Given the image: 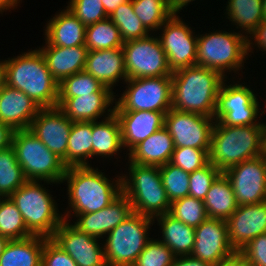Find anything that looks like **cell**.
<instances>
[{
  "instance_id": "db71d44e",
  "label": "cell",
  "mask_w": 266,
  "mask_h": 266,
  "mask_svg": "<svg viewBox=\"0 0 266 266\" xmlns=\"http://www.w3.org/2000/svg\"><path fill=\"white\" fill-rule=\"evenodd\" d=\"M194 0H167L168 9L172 14H179L183 7H186L190 2Z\"/></svg>"
},
{
  "instance_id": "7dc6e473",
  "label": "cell",
  "mask_w": 266,
  "mask_h": 266,
  "mask_svg": "<svg viewBox=\"0 0 266 266\" xmlns=\"http://www.w3.org/2000/svg\"><path fill=\"white\" fill-rule=\"evenodd\" d=\"M239 252L251 266H266V233L249 241Z\"/></svg>"
},
{
  "instance_id": "6f0895ef",
  "label": "cell",
  "mask_w": 266,
  "mask_h": 266,
  "mask_svg": "<svg viewBox=\"0 0 266 266\" xmlns=\"http://www.w3.org/2000/svg\"><path fill=\"white\" fill-rule=\"evenodd\" d=\"M6 84V60L0 61V89Z\"/></svg>"
},
{
  "instance_id": "bcb514c9",
  "label": "cell",
  "mask_w": 266,
  "mask_h": 266,
  "mask_svg": "<svg viewBox=\"0 0 266 266\" xmlns=\"http://www.w3.org/2000/svg\"><path fill=\"white\" fill-rule=\"evenodd\" d=\"M41 266H77L75 261L51 238L44 241Z\"/></svg>"
},
{
  "instance_id": "4316f807",
  "label": "cell",
  "mask_w": 266,
  "mask_h": 266,
  "mask_svg": "<svg viewBox=\"0 0 266 266\" xmlns=\"http://www.w3.org/2000/svg\"><path fill=\"white\" fill-rule=\"evenodd\" d=\"M46 239L44 236L33 235L9 241L0 255V266H41Z\"/></svg>"
},
{
  "instance_id": "3957f363",
  "label": "cell",
  "mask_w": 266,
  "mask_h": 266,
  "mask_svg": "<svg viewBox=\"0 0 266 266\" xmlns=\"http://www.w3.org/2000/svg\"><path fill=\"white\" fill-rule=\"evenodd\" d=\"M109 180L98 168L91 166L68 167L62 179L67 181L69 207L72 209L63 215L93 213L107 207L122 193V178ZM112 182V183H111ZM114 184V185H113Z\"/></svg>"
},
{
  "instance_id": "277c9868",
  "label": "cell",
  "mask_w": 266,
  "mask_h": 266,
  "mask_svg": "<svg viewBox=\"0 0 266 266\" xmlns=\"http://www.w3.org/2000/svg\"><path fill=\"white\" fill-rule=\"evenodd\" d=\"M6 85L24 92L41 108L57 107L59 83L39 49L6 60Z\"/></svg>"
},
{
  "instance_id": "52a82bcc",
  "label": "cell",
  "mask_w": 266,
  "mask_h": 266,
  "mask_svg": "<svg viewBox=\"0 0 266 266\" xmlns=\"http://www.w3.org/2000/svg\"><path fill=\"white\" fill-rule=\"evenodd\" d=\"M16 159L27 180L62 183L67 167L29 129L15 130L11 139Z\"/></svg>"
},
{
  "instance_id": "c3c4849f",
  "label": "cell",
  "mask_w": 266,
  "mask_h": 266,
  "mask_svg": "<svg viewBox=\"0 0 266 266\" xmlns=\"http://www.w3.org/2000/svg\"><path fill=\"white\" fill-rule=\"evenodd\" d=\"M260 108H238L228 111L219 121L227 126L258 125ZM258 121V122H257Z\"/></svg>"
},
{
  "instance_id": "836d02e7",
  "label": "cell",
  "mask_w": 266,
  "mask_h": 266,
  "mask_svg": "<svg viewBox=\"0 0 266 266\" xmlns=\"http://www.w3.org/2000/svg\"><path fill=\"white\" fill-rule=\"evenodd\" d=\"M227 17L242 33L250 34L262 21V0H228Z\"/></svg>"
},
{
  "instance_id": "d590c367",
  "label": "cell",
  "mask_w": 266,
  "mask_h": 266,
  "mask_svg": "<svg viewBox=\"0 0 266 266\" xmlns=\"http://www.w3.org/2000/svg\"><path fill=\"white\" fill-rule=\"evenodd\" d=\"M27 181L18 163L14 148L0 150V195L9 197Z\"/></svg>"
},
{
  "instance_id": "6da1fadb",
  "label": "cell",
  "mask_w": 266,
  "mask_h": 266,
  "mask_svg": "<svg viewBox=\"0 0 266 266\" xmlns=\"http://www.w3.org/2000/svg\"><path fill=\"white\" fill-rule=\"evenodd\" d=\"M172 109L214 117L224 78L218 71L191 66L172 73Z\"/></svg>"
},
{
  "instance_id": "7bdbcfd3",
  "label": "cell",
  "mask_w": 266,
  "mask_h": 266,
  "mask_svg": "<svg viewBox=\"0 0 266 266\" xmlns=\"http://www.w3.org/2000/svg\"><path fill=\"white\" fill-rule=\"evenodd\" d=\"M209 150L193 147H175L170 163L180 167L185 172L192 173L209 163Z\"/></svg>"
},
{
  "instance_id": "484cf974",
  "label": "cell",
  "mask_w": 266,
  "mask_h": 266,
  "mask_svg": "<svg viewBox=\"0 0 266 266\" xmlns=\"http://www.w3.org/2000/svg\"><path fill=\"white\" fill-rule=\"evenodd\" d=\"M85 32L86 26L66 7L48 21L45 29V45L85 46Z\"/></svg>"
},
{
  "instance_id": "9a60e30c",
  "label": "cell",
  "mask_w": 266,
  "mask_h": 266,
  "mask_svg": "<svg viewBox=\"0 0 266 266\" xmlns=\"http://www.w3.org/2000/svg\"><path fill=\"white\" fill-rule=\"evenodd\" d=\"M51 239L58 244L77 266H107L104 245L99 239L81 232L68 219L63 220Z\"/></svg>"
},
{
  "instance_id": "7a4b0ae2",
  "label": "cell",
  "mask_w": 266,
  "mask_h": 266,
  "mask_svg": "<svg viewBox=\"0 0 266 266\" xmlns=\"http://www.w3.org/2000/svg\"><path fill=\"white\" fill-rule=\"evenodd\" d=\"M265 123L227 126L215 121L209 150V163L221 172L243 161L263 155Z\"/></svg>"
},
{
  "instance_id": "680465c9",
  "label": "cell",
  "mask_w": 266,
  "mask_h": 266,
  "mask_svg": "<svg viewBox=\"0 0 266 266\" xmlns=\"http://www.w3.org/2000/svg\"><path fill=\"white\" fill-rule=\"evenodd\" d=\"M9 242V240L5 237H2L0 235V255L3 253L5 246L7 245V243Z\"/></svg>"
},
{
  "instance_id": "74e56055",
  "label": "cell",
  "mask_w": 266,
  "mask_h": 266,
  "mask_svg": "<svg viewBox=\"0 0 266 266\" xmlns=\"http://www.w3.org/2000/svg\"><path fill=\"white\" fill-rule=\"evenodd\" d=\"M109 19L120 30L124 42L141 39L149 35V30L134 13L132 0H128L116 8Z\"/></svg>"
},
{
  "instance_id": "f546056e",
  "label": "cell",
  "mask_w": 266,
  "mask_h": 266,
  "mask_svg": "<svg viewBox=\"0 0 266 266\" xmlns=\"http://www.w3.org/2000/svg\"><path fill=\"white\" fill-rule=\"evenodd\" d=\"M203 201L208 218L226 221L238 208L231 181L224 172L212 183Z\"/></svg>"
},
{
  "instance_id": "9f6ffc18",
  "label": "cell",
  "mask_w": 266,
  "mask_h": 266,
  "mask_svg": "<svg viewBox=\"0 0 266 266\" xmlns=\"http://www.w3.org/2000/svg\"><path fill=\"white\" fill-rule=\"evenodd\" d=\"M20 0H0V13L18 6Z\"/></svg>"
},
{
  "instance_id": "4dcf8cb0",
  "label": "cell",
  "mask_w": 266,
  "mask_h": 266,
  "mask_svg": "<svg viewBox=\"0 0 266 266\" xmlns=\"http://www.w3.org/2000/svg\"><path fill=\"white\" fill-rule=\"evenodd\" d=\"M223 80L217 97L215 121H219L228 111L238 108H259L257 95L242 84L234 83L229 86Z\"/></svg>"
},
{
  "instance_id": "8d00e7d4",
  "label": "cell",
  "mask_w": 266,
  "mask_h": 266,
  "mask_svg": "<svg viewBox=\"0 0 266 266\" xmlns=\"http://www.w3.org/2000/svg\"><path fill=\"white\" fill-rule=\"evenodd\" d=\"M0 235L9 241L33 236L27 229L22 214L9 197L0 198Z\"/></svg>"
},
{
  "instance_id": "d6a6232c",
  "label": "cell",
  "mask_w": 266,
  "mask_h": 266,
  "mask_svg": "<svg viewBox=\"0 0 266 266\" xmlns=\"http://www.w3.org/2000/svg\"><path fill=\"white\" fill-rule=\"evenodd\" d=\"M96 92H113V90L104 86L85 70L75 73L59 83L57 107H60L68 98L91 95Z\"/></svg>"
},
{
  "instance_id": "9c48e42d",
  "label": "cell",
  "mask_w": 266,
  "mask_h": 266,
  "mask_svg": "<svg viewBox=\"0 0 266 266\" xmlns=\"http://www.w3.org/2000/svg\"><path fill=\"white\" fill-rule=\"evenodd\" d=\"M155 219L132 212L107 236L104 252L107 266H133L146 243Z\"/></svg>"
},
{
  "instance_id": "f35d334b",
  "label": "cell",
  "mask_w": 266,
  "mask_h": 266,
  "mask_svg": "<svg viewBox=\"0 0 266 266\" xmlns=\"http://www.w3.org/2000/svg\"><path fill=\"white\" fill-rule=\"evenodd\" d=\"M134 13L151 32L159 28L173 15L167 0H132Z\"/></svg>"
},
{
  "instance_id": "d4e9b609",
  "label": "cell",
  "mask_w": 266,
  "mask_h": 266,
  "mask_svg": "<svg viewBox=\"0 0 266 266\" xmlns=\"http://www.w3.org/2000/svg\"><path fill=\"white\" fill-rule=\"evenodd\" d=\"M114 92H96L91 95H81L80 97L68 98L59 108L65 116L72 122H95L100 116H105L108 112H114L113 105ZM111 104V105H110ZM109 107V109H108Z\"/></svg>"
},
{
  "instance_id": "ee69618b",
  "label": "cell",
  "mask_w": 266,
  "mask_h": 266,
  "mask_svg": "<svg viewBox=\"0 0 266 266\" xmlns=\"http://www.w3.org/2000/svg\"><path fill=\"white\" fill-rule=\"evenodd\" d=\"M67 8L86 27L109 18L101 0H70Z\"/></svg>"
},
{
  "instance_id": "f1b7e54d",
  "label": "cell",
  "mask_w": 266,
  "mask_h": 266,
  "mask_svg": "<svg viewBox=\"0 0 266 266\" xmlns=\"http://www.w3.org/2000/svg\"><path fill=\"white\" fill-rule=\"evenodd\" d=\"M161 225L162 239L176 256L192 254L195 242V228L175 219L169 213L155 217Z\"/></svg>"
},
{
  "instance_id": "44dd1931",
  "label": "cell",
  "mask_w": 266,
  "mask_h": 266,
  "mask_svg": "<svg viewBox=\"0 0 266 266\" xmlns=\"http://www.w3.org/2000/svg\"><path fill=\"white\" fill-rule=\"evenodd\" d=\"M121 125L123 148L130 152L141 141L161 129L165 124L167 112L130 111L114 112Z\"/></svg>"
},
{
  "instance_id": "8992f818",
  "label": "cell",
  "mask_w": 266,
  "mask_h": 266,
  "mask_svg": "<svg viewBox=\"0 0 266 266\" xmlns=\"http://www.w3.org/2000/svg\"><path fill=\"white\" fill-rule=\"evenodd\" d=\"M40 182L27 180L9 198L17 206L27 229L33 235L51 238L64 217L57 213L59 211L53 195Z\"/></svg>"
},
{
  "instance_id": "ffe728a7",
  "label": "cell",
  "mask_w": 266,
  "mask_h": 266,
  "mask_svg": "<svg viewBox=\"0 0 266 266\" xmlns=\"http://www.w3.org/2000/svg\"><path fill=\"white\" fill-rule=\"evenodd\" d=\"M40 109L24 92L6 84L0 89V122L13 131L29 129Z\"/></svg>"
},
{
  "instance_id": "5b68a950",
  "label": "cell",
  "mask_w": 266,
  "mask_h": 266,
  "mask_svg": "<svg viewBox=\"0 0 266 266\" xmlns=\"http://www.w3.org/2000/svg\"><path fill=\"white\" fill-rule=\"evenodd\" d=\"M129 176L122 178V192L129 198L133 212L155 218L169 213L171 202L162 184L158 166L129 161Z\"/></svg>"
},
{
  "instance_id": "5bb4252c",
  "label": "cell",
  "mask_w": 266,
  "mask_h": 266,
  "mask_svg": "<svg viewBox=\"0 0 266 266\" xmlns=\"http://www.w3.org/2000/svg\"><path fill=\"white\" fill-rule=\"evenodd\" d=\"M224 173L231 181L238 206L265 202L266 158L263 155L234 165Z\"/></svg>"
},
{
  "instance_id": "83f0119b",
  "label": "cell",
  "mask_w": 266,
  "mask_h": 266,
  "mask_svg": "<svg viewBox=\"0 0 266 266\" xmlns=\"http://www.w3.org/2000/svg\"><path fill=\"white\" fill-rule=\"evenodd\" d=\"M101 122H92V157H110L123 149L121 125L114 112H108Z\"/></svg>"
},
{
  "instance_id": "f907efd6",
  "label": "cell",
  "mask_w": 266,
  "mask_h": 266,
  "mask_svg": "<svg viewBox=\"0 0 266 266\" xmlns=\"http://www.w3.org/2000/svg\"><path fill=\"white\" fill-rule=\"evenodd\" d=\"M215 266H251V264L239 251H236L230 257L223 259Z\"/></svg>"
},
{
  "instance_id": "7c38bea8",
  "label": "cell",
  "mask_w": 266,
  "mask_h": 266,
  "mask_svg": "<svg viewBox=\"0 0 266 266\" xmlns=\"http://www.w3.org/2000/svg\"><path fill=\"white\" fill-rule=\"evenodd\" d=\"M159 29L158 36L161 46L166 53L170 70L173 72L195 66L197 55V35L180 16L173 14Z\"/></svg>"
},
{
  "instance_id": "cb8c5ba5",
  "label": "cell",
  "mask_w": 266,
  "mask_h": 266,
  "mask_svg": "<svg viewBox=\"0 0 266 266\" xmlns=\"http://www.w3.org/2000/svg\"><path fill=\"white\" fill-rule=\"evenodd\" d=\"M175 149L168 129L163 126L128 153V161L140 165L163 166L170 162Z\"/></svg>"
},
{
  "instance_id": "816d5d0a",
  "label": "cell",
  "mask_w": 266,
  "mask_h": 266,
  "mask_svg": "<svg viewBox=\"0 0 266 266\" xmlns=\"http://www.w3.org/2000/svg\"><path fill=\"white\" fill-rule=\"evenodd\" d=\"M172 266H212L211 264L199 259L193 258L191 255L176 256Z\"/></svg>"
},
{
  "instance_id": "91938a15",
  "label": "cell",
  "mask_w": 266,
  "mask_h": 266,
  "mask_svg": "<svg viewBox=\"0 0 266 266\" xmlns=\"http://www.w3.org/2000/svg\"><path fill=\"white\" fill-rule=\"evenodd\" d=\"M263 156L266 158V124L264 128Z\"/></svg>"
},
{
  "instance_id": "f5cc1de1",
  "label": "cell",
  "mask_w": 266,
  "mask_h": 266,
  "mask_svg": "<svg viewBox=\"0 0 266 266\" xmlns=\"http://www.w3.org/2000/svg\"><path fill=\"white\" fill-rule=\"evenodd\" d=\"M13 132L8 125L0 122V150L8 148L11 145Z\"/></svg>"
},
{
  "instance_id": "681fc988",
  "label": "cell",
  "mask_w": 266,
  "mask_h": 266,
  "mask_svg": "<svg viewBox=\"0 0 266 266\" xmlns=\"http://www.w3.org/2000/svg\"><path fill=\"white\" fill-rule=\"evenodd\" d=\"M249 35H252V38L247 37V55L252 52L251 44L253 42H251V39L254 40L255 46L257 45L261 51H266V20H263Z\"/></svg>"
},
{
  "instance_id": "b9f144b4",
  "label": "cell",
  "mask_w": 266,
  "mask_h": 266,
  "mask_svg": "<svg viewBox=\"0 0 266 266\" xmlns=\"http://www.w3.org/2000/svg\"><path fill=\"white\" fill-rule=\"evenodd\" d=\"M176 255L160 240L150 239L133 266H172Z\"/></svg>"
},
{
  "instance_id": "ba28073f",
  "label": "cell",
  "mask_w": 266,
  "mask_h": 266,
  "mask_svg": "<svg viewBox=\"0 0 266 266\" xmlns=\"http://www.w3.org/2000/svg\"><path fill=\"white\" fill-rule=\"evenodd\" d=\"M247 55V36L241 32L215 31L198 35L196 65L225 72L239 71Z\"/></svg>"
},
{
  "instance_id": "7402d4cb",
  "label": "cell",
  "mask_w": 266,
  "mask_h": 266,
  "mask_svg": "<svg viewBox=\"0 0 266 266\" xmlns=\"http://www.w3.org/2000/svg\"><path fill=\"white\" fill-rule=\"evenodd\" d=\"M84 70L111 90L119 80L128 79L122 47L88 51Z\"/></svg>"
},
{
  "instance_id": "603a6c76",
  "label": "cell",
  "mask_w": 266,
  "mask_h": 266,
  "mask_svg": "<svg viewBox=\"0 0 266 266\" xmlns=\"http://www.w3.org/2000/svg\"><path fill=\"white\" fill-rule=\"evenodd\" d=\"M45 46L39 47V50L45 58L48 70L58 83L85 69L88 54L86 46Z\"/></svg>"
},
{
  "instance_id": "1f68e13d",
  "label": "cell",
  "mask_w": 266,
  "mask_h": 266,
  "mask_svg": "<svg viewBox=\"0 0 266 266\" xmlns=\"http://www.w3.org/2000/svg\"><path fill=\"white\" fill-rule=\"evenodd\" d=\"M92 122H73L68 138L67 168L90 166L92 157Z\"/></svg>"
},
{
  "instance_id": "e0dca14e",
  "label": "cell",
  "mask_w": 266,
  "mask_h": 266,
  "mask_svg": "<svg viewBox=\"0 0 266 266\" xmlns=\"http://www.w3.org/2000/svg\"><path fill=\"white\" fill-rule=\"evenodd\" d=\"M236 251L228 239L225 220L207 218L195 228V242L191 256L215 266Z\"/></svg>"
},
{
  "instance_id": "4fadbf2b",
  "label": "cell",
  "mask_w": 266,
  "mask_h": 266,
  "mask_svg": "<svg viewBox=\"0 0 266 266\" xmlns=\"http://www.w3.org/2000/svg\"><path fill=\"white\" fill-rule=\"evenodd\" d=\"M214 123V117L171 108L165 114L164 126L168 129L175 147L210 149Z\"/></svg>"
},
{
  "instance_id": "2e32d148",
  "label": "cell",
  "mask_w": 266,
  "mask_h": 266,
  "mask_svg": "<svg viewBox=\"0 0 266 266\" xmlns=\"http://www.w3.org/2000/svg\"><path fill=\"white\" fill-rule=\"evenodd\" d=\"M72 123L59 107L41 108L29 127L50 151L63 160L66 167Z\"/></svg>"
},
{
  "instance_id": "94428289",
  "label": "cell",
  "mask_w": 266,
  "mask_h": 266,
  "mask_svg": "<svg viewBox=\"0 0 266 266\" xmlns=\"http://www.w3.org/2000/svg\"><path fill=\"white\" fill-rule=\"evenodd\" d=\"M263 20H266V0H262Z\"/></svg>"
},
{
  "instance_id": "30bf717a",
  "label": "cell",
  "mask_w": 266,
  "mask_h": 266,
  "mask_svg": "<svg viewBox=\"0 0 266 266\" xmlns=\"http://www.w3.org/2000/svg\"><path fill=\"white\" fill-rule=\"evenodd\" d=\"M127 88L115 99L114 112L156 111L168 112L172 108V77L127 79Z\"/></svg>"
},
{
  "instance_id": "d6986e66",
  "label": "cell",
  "mask_w": 266,
  "mask_h": 266,
  "mask_svg": "<svg viewBox=\"0 0 266 266\" xmlns=\"http://www.w3.org/2000/svg\"><path fill=\"white\" fill-rule=\"evenodd\" d=\"M133 212L129 198L122 192L111 204L103 209L86 214L76 215L77 221L73 224L81 232L95 238L108 235Z\"/></svg>"
},
{
  "instance_id": "60d3db41",
  "label": "cell",
  "mask_w": 266,
  "mask_h": 266,
  "mask_svg": "<svg viewBox=\"0 0 266 266\" xmlns=\"http://www.w3.org/2000/svg\"><path fill=\"white\" fill-rule=\"evenodd\" d=\"M162 184L170 202L189 196V175L170 162L160 166Z\"/></svg>"
},
{
  "instance_id": "f6af8a7d",
  "label": "cell",
  "mask_w": 266,
  "mask_h": 266,
  "mask_svg": "<svg viewBox=\"0 0 266 266\" xmlns=\"http://www.w3.org/2000/svg\"><path fill=\"white\" fill-rule=\"evenodd\" d=\"M222 172L208 163L189 175V196L204 200L209 188Z\"/></svg>"
},
{
  "instance_id": "ab89813d",
  "label": "cell",
  "mask_w": 266,
  "mask_h": 266,
  "mask_svg": "<svg viewBox=\"0 0 266 266\" xmlns=\"http://www.w3.org/2000/svg\"><path fill=\"white\" fill-rule=\"evenodd\" d=\"M169 214L194 228L208 218L204 201L190 196L173 201Z\"/></svg>"
},
{
  "instance_id": "11a10c76",
  "label": "cell",
  "mask_w": 266,
  "mask_h": 266,
  "mask_svg": "<svg viewBox=\"0 0 266 266\" xmlns=\"http://www.w3.org/2000/svg\"><path fill=\"white\" fill-rule=\"evenodd\" d=\"M104 10L108 16H110L116 8L128 0H101Z\"/></svg>"
},
{
  "instance_id": "ac0fdd59",
  "label": "cell",
  "mask_w": 266,
  "mask_h": 266,
  "mask_svg": "<svg viewBox=\"0 0 266 266\" xmlns=\"http://www.w3.org/2000/svg\"><path fill=\"white\" fill-rule=\"evenodd\" d=\"M226 223L229 242L235 251H240L249 241L266 233V201L238 206Z\"/></svg>"
},
{
  "instance_id": "8fae6325",
  "label": "cell",
  "mask_w": 266,
  "mask_h": 266,
  "mask_svg": "<svg viewBox=\"0 0 266 266\" xmlns=\"http://www.w3.org/2000/svg\"><path fill=\"white\" fill-rule=\"evenodd\" d=\"M150 35L124 42L122 49L128 79L172 75L158 37Z\"/></svg>"
},
{
  "instance_id": "e575fe53",
  "label": "cell",
  "mask_w": 266,
  "mask_h": 266,
  "mask_svg": "<svg viewBox=\"0 0 266 266\" xmlns=\"http://www.w3.org/2000/svg\"><path fill=\"white\" fill-rule=\"evenodd\" d=\"M123 44L120 30L109 18L86 27L85 46L88 51L114 49Z\"/></svg>"
}]
</instances>
